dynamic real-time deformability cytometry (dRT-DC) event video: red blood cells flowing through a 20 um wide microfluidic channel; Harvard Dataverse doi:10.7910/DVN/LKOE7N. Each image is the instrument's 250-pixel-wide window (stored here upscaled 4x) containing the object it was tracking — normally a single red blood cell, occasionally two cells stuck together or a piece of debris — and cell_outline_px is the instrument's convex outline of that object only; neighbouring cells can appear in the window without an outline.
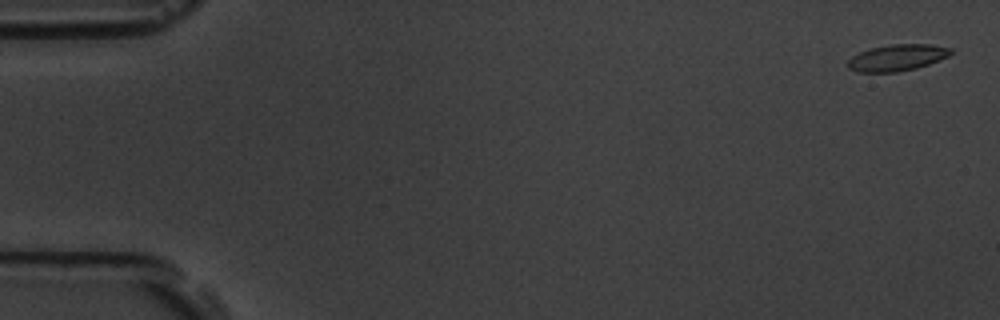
{"species": "common noctule bat (a hibernating species)", "species_latin": "Nyctalus noctula", "temperature_condition": "room temperature", "stored_images_in_passage": 5, "camera_frame_rate_fps": 3000, "um_per_image_px": 0.085, "animal": {"sex": "male", "body_mass_g": 19.5, "forearm_length_mm": 54.6}, "frame": {"image": 1, "passage_image": 1, "time_ms": 0.0, "image_size_px": [1000, 320], "cell_outline_px": [[952, 52], [948, 56], [940, 60], [916, 68], [896, 72], [860, 72], [848, 68], [848, 60], [852, 56], [868, 48], [892, 44], [932, 44], [952, 48]], "centroid_in_image_um": [76.26, 4.89], "position_along_channel_um": 8.7, "area_um2": 15.9}}
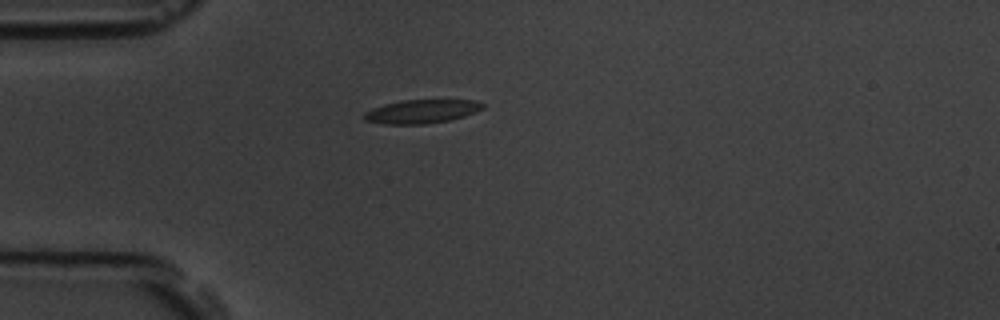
{"frame": {"image": 2, "passage_image": 5, "time_ms": 4.667, "image_size_px": [1000, 320], "cell_outline_px": [[484, 108], [464, 116], [448, 120], [424, 124], [384, 124], [364, 120], [360, 116], [364, 112], [372, 108], [384, 104], [404, 100], [476, 100], [484, 104]], "centroid_in_image_um": [35.79, 9.47], "position_along_channel_um": 49.2, "area_um2": 16.36}}